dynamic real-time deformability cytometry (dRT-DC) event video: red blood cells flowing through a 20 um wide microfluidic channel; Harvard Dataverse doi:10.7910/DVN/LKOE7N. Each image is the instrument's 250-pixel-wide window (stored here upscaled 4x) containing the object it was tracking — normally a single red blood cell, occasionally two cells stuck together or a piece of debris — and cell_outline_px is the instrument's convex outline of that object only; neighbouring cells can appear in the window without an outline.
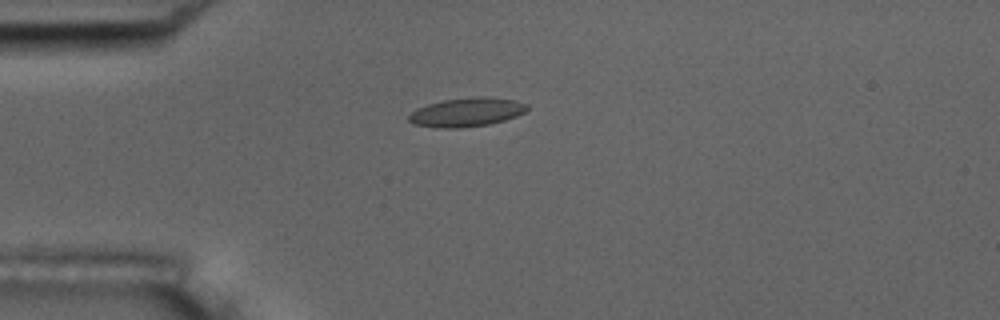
{"species": "common noctule bat (a hibernating species)", "species_latin": "Nyctalus noctula", "temperature_condition": "room temperature", "stored_images_in_passage": 4, "camera_frame_rate_fps": 3000, "um_per_image_px": 0.085, "animal": {"sex": "male", "body_mass_g": 17.5, "forearm_length_mm": 52.3}, "frame": {"image": 1, "passage_image": 2, "time_ms": 1.667, "image_size_px": [1000, 320], "cell_outline_px": [[528, 108], [524, 112], [516, 116], [504, 120], [488, 124], [460, 128], [440, 128], [412, 124], [408, 120], [408, 116], [416, 108], [428, 104], [444, 100], [476, 96], [488, 96], [516, 100], [528, 104]], "centroid_in_image_um": [39.66, 9.53], "position_along_channel_um": 45.3, "area_um2": 20.0}}